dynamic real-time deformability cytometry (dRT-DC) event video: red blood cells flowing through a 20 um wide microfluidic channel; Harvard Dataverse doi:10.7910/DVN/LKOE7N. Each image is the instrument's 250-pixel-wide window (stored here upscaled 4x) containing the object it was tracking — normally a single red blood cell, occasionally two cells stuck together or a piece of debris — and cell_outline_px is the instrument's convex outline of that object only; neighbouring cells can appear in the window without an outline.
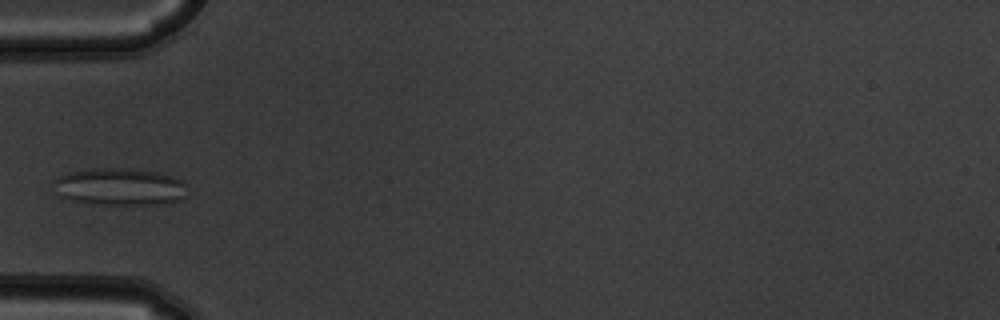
{"species": "common noctule bat (a hibernating species)", "species_latin": "Nyctalus noctula", "temperature_condition": "warm", "stored_images_in_passage": 5, "camera_frame_rate_fps": 3000, "um_per_image_px": 0.085, "animal": {"sex": "male", "body_mass_g": 19.5, "forearm_length_mm": 54.6}, "frame": {"image": 1, "passage_image": 5, "time_ms": 1.333, "image_size_px": [1000, 320], "cell_outline_px": [[188, 196], [184, 200], [160, 204], [104, 204], [72, 200], [60, 196], [56, 180], [60, 176], [68, 172], [92, 168], [124, 168], [156, 172], [172, 176], [184, 180]], "centroid_in_image_um": [10.3, 15.87], "position_along_channel_um": 74.7, "area_um2": 28.78}}